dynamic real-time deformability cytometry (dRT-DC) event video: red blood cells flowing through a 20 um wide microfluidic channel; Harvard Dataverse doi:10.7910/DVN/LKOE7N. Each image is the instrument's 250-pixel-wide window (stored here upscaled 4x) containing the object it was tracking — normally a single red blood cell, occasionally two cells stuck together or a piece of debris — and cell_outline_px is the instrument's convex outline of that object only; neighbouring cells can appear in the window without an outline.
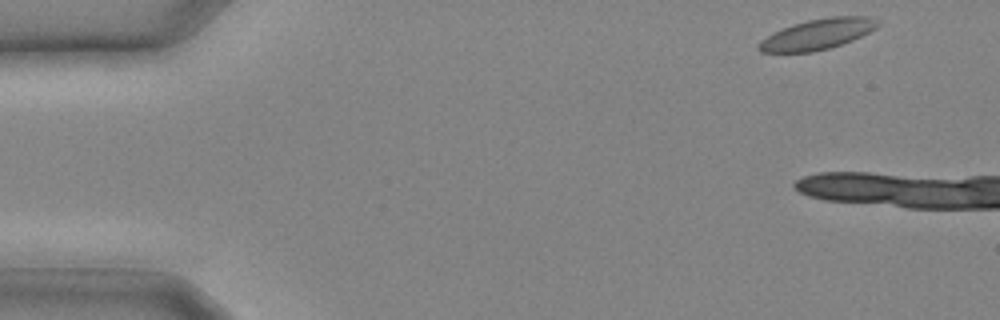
{"species": "common noctule bat (a hibernating species)", "species_latin": "Nyctalus noctula", "temperature_condition": "cold", "stored_images_in_passage": 3, "camera_frame_rate_fps": 3000, "um_per_image_px": 0.085, "animal": {"sex": "male", "body_mass_g": 20.4}, "frame": {"image": 1, "passage_image": 1, "time_ms": 0.0, "image_size_px": [1000, 320], "cell_outline_px": [[880, 24], [876, 28], [852, 40], [828, 48], [812, 52], [760, 52], [756, 48], [756, 44], [760, 40], [792, 24], [808, 20], [832, 16], [868, 16], [876, 20]], "centroid_in_image_um": [69.46, 2.91], "position_along_channel_um": 15.5, "area_um2": 20.92}}